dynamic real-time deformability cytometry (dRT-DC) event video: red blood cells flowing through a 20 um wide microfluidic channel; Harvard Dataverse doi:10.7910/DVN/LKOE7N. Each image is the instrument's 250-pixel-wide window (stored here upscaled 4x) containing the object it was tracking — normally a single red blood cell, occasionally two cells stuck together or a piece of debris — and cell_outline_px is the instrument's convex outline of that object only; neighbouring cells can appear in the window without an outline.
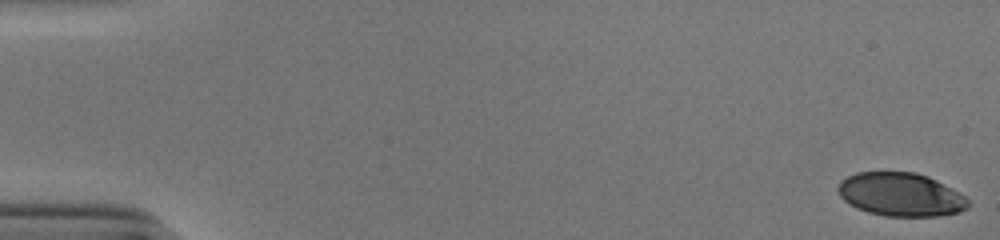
{"species": "human", "species_latin": "Homo sapiens", "temperature_condition": "cold", "stored_images_in_passage": 53, "camera_frame_rate_fps": 3000, "um_per_image_px": 0.085, "donor": {"sex": "male"}, "frame": {"image": 1, "passage_image": 1, "time_ms": 0.0, "image_size_px": [1000, 240], "cell_outline_px": [[968, 208], [960, 212], [936, 216], [884, 216], [868, 212], [856, 208], [844, 200], [840, 196], [836, 188], [840, 180], [856, 172], [916, 172], [928, 176], [960, 192], [968, 200]], "centroid_in_image_um": [76.54, 16.53], "position_along_channel_um": 8.5, "area_um2": 33.12}}
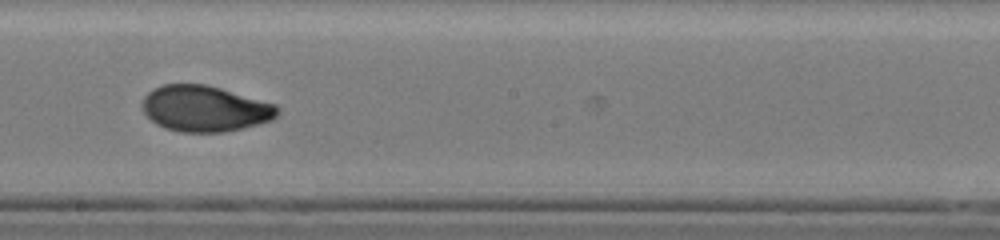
{"frame": {"image": 2, "passage_image": 31, "time_ms": 10.0, "image_size_px": [1000, 240], "cell_outline_px": [[280, 112], [272, 120], [260, 124], [244, 128], [224, 132], [180, 132], [164, 128], [156, 124], [144, 112], [140, 104], [144, 96], [152, 88], [164, 84], [204, 84], [220, 88], [276, 104], [280, 108]], "centroid_in_image_um": [17.41, 9.24], "position_along_channel_um": 230.8, "area_um2": 36.47}}
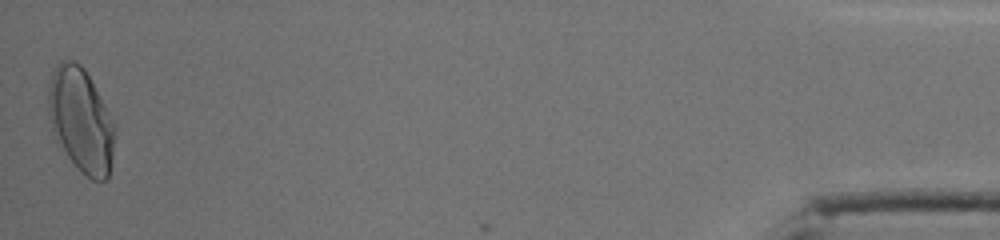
{"frame": {"image": 3, "passage_image": 53, "time_ms": 17.333, "image_size_px": [1000, 240], "cell_outline_px": [[116, 132], [112, 164], [108, 176], [104, 180], [92, 180], [80, 172], [76, 168], [56, 140], [52, 132], [48, 116], [48, 80], [56, 64], [60, 60], [76, 60], [84, 68], [116, 120]], "centroid_in_image_um": [6.9, 10.2], "position_along_channel_um": 428.3, "area_um2": 41.56}, "authors_computed_cell_mechanics": {"area_um2": 35.3158, "velocity_mm_per_s": 3.8845, "shape_relaxation_time_tau1_ms": 5.0511, "shape_relaxation_time_tau2_ms": 1.0986, "deformation_change_tau1": 0.1933, "deformation_change_tau2": 0.049}}